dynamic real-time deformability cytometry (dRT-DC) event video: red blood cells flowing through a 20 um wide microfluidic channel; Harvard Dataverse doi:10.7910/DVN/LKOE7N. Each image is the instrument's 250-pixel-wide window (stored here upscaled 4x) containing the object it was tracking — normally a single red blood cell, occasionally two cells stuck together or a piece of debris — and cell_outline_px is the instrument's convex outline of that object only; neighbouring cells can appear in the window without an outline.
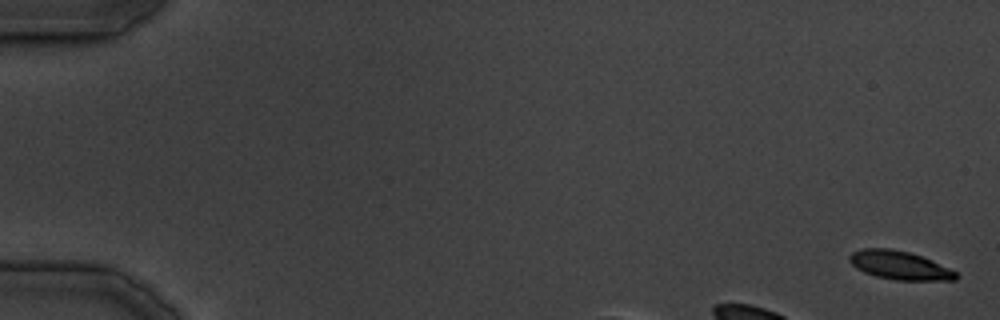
{"species": "common noctule bat (a hibernating species)", "species_latin": "Nyctalus noctula", "temperature_condition": "cold", "stored_images_in_passage": 9, "camera_frame_rate_fps": 3000, "um_per_image_px": 0.085, "animal": {"sex": "male", "body_mass_g": 19.5, "forearm_length_mm": 54.6}, "frame": {"image": 1, "passage_image": 1, "time_ms": 0.0, "image_size_px": [1000, 320], "cell_outline_px": [[956, 280], [896, 280], [876, 276], [864, 272], [856, 268], [848, 260], [848, 256], [852, 252], [864, 248], [892, 248], [908, 252], [920, 256], [948, 268], [956, 272]], "centroid_in_image_um": [76.4, 22.54], "position_along_channel_um": 8.6, "area_um2": 17.46}}